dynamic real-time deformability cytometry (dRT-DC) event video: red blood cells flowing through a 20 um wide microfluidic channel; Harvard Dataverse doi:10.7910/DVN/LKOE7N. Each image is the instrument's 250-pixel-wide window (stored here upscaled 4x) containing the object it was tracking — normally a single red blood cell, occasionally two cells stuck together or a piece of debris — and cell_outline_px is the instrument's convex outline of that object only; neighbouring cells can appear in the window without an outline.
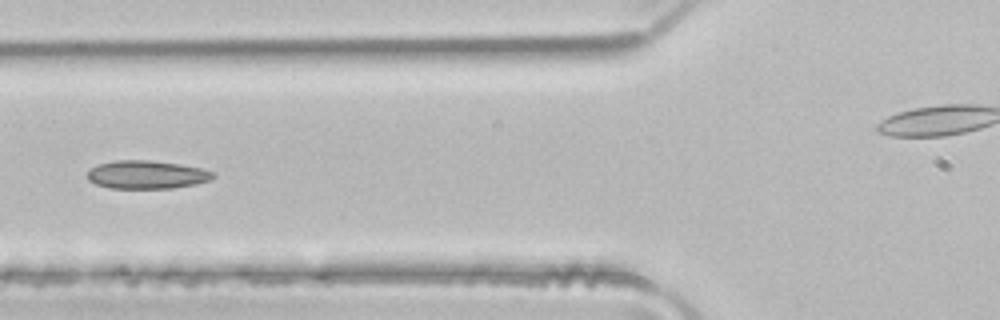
{"species": "common noctule bat (a hibernating species)", "species_latin": "Nyctalus noctula", "temperature_condition": "room temperature", "stored_images_in_passage": 4, "camera_frame_rate_fps": 3000, "um_per_image_px": 0.085, "animal": {"sex": "male", "body_mass_g": 21.5, "forearm_length_mm": 52.0}, "frame": {"image": 1, "passage_image": 4, "time_ms": 1.0, "image_size_px": [1000, 320], "cell_outline_px": [[216, 176], [212, 180], [196, 184], [172, 188], [108, 188], [96, 184], [88, 180], [88, 172], [92, 168], [100, 164], [112, 160], [148, 160], [180, 164], [200, 168], [216, 172]], "centroid_in_image_um": [12.52, 14.85], "position_along_channel_um": 113.3, "area_um2": 20.75}}